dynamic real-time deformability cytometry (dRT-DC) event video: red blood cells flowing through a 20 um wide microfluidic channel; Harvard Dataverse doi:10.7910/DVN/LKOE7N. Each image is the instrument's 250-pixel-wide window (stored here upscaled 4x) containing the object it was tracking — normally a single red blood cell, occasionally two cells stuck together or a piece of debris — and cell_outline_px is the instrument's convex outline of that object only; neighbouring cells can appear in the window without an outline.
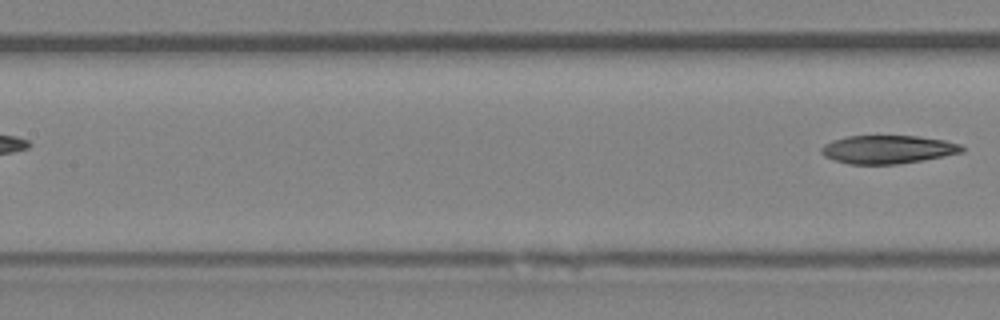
{"species": "Egyptian fruit bat (a non-hibernating species)", "species_latin": "Rousettus aegyptiacus", "temperature_condition": "room temperature", "stored_images_in_passage": 5, "segment_of_instrument_passage": [2, 2], "camera_frame_rate_fps": 3000, "um_per_image_px": 0.085, "animal": {"sex": "female"}, "frame": {"image": 1, "passage_image": 5, "time_ms": 4.667, "image_size_px": [1000, 320], "cell_outline_px": [[964, 152], [924, 160], [896, 164], [848, 164], [824, 156], [820, 152], [820, 148], [824, 144], [832, 140], [848, 136], [916, 136], [944, 140], [960, 144], [964, 148]], "centroid_in_image_um": [75.45, 12.7], "position_along_channel_um": 131.9, "area_um2": 23.18}}